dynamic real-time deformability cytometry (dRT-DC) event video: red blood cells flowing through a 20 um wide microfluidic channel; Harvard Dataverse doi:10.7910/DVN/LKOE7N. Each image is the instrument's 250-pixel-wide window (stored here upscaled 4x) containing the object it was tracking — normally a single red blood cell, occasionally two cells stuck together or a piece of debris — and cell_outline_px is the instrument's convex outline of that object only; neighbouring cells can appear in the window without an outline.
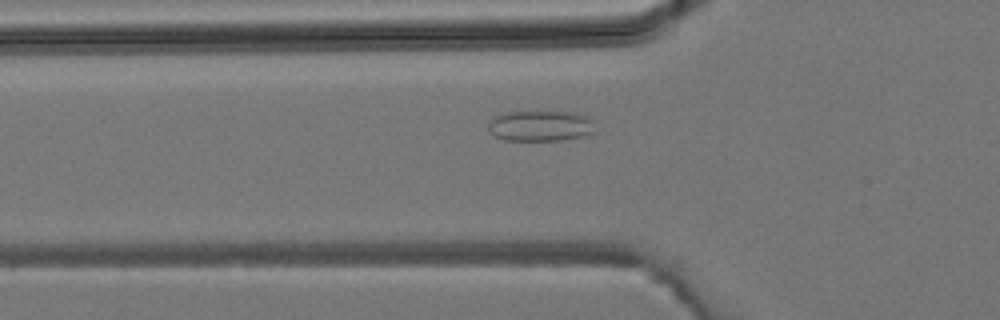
{"species": "common noctule bat (a hibernating species)", "species_latin": "Nyctalus noctula", "temperature_condition": "room temperature", "stored_images_in_passage": 33, "camera_frame_rate_fps": 3000, "um_per_image_px": 0.085, "animal": {"sex": "male", "body_mass_g": 19.2, "forearm_length_mm": 51.8}, "frame": {"image": 1, "passage_image": 8, "time_ms": 2.333, "image_size_px": [1000, 320], "cell_outline_px": [[596, 132], [584, 136], [560, 140], [504, 140], [492, 136], [488, 132], [488, 120], [496, 116], [508, 112], [536, 108], [572, 112], [588, 116], [596, 120]], "centroid_in_image_um": [45.96, 10.65], "position_along_channel_um": 79.8, "area_um2": 20.46}}
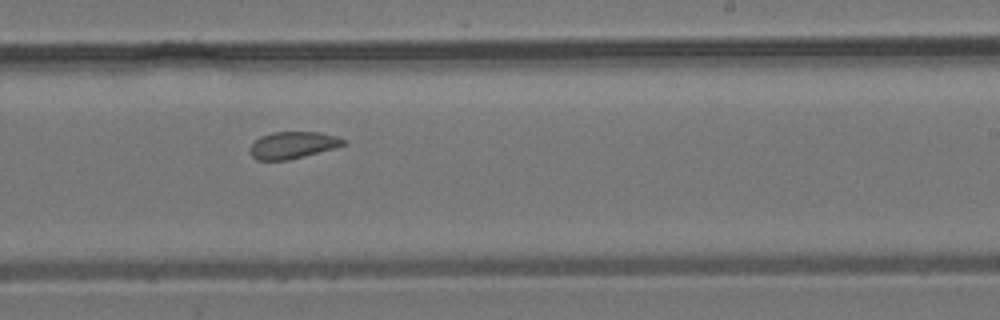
{"frame": {"image": 2, "passage_image": 20, "time_ms": 6.333, "image_size_px": [1000, 320], "cell_outline_px": [[344, 144], [336, 148], [288, 160], [256, 160], [248, 152], [248, 148], [260, 136], [272, 132], [320, 132], [336, 136], [344, 140]], "centroid_in_image_um": [24.84, 12.34], "position_along_channel_um": 264.2, "area_um2": 14.68}}
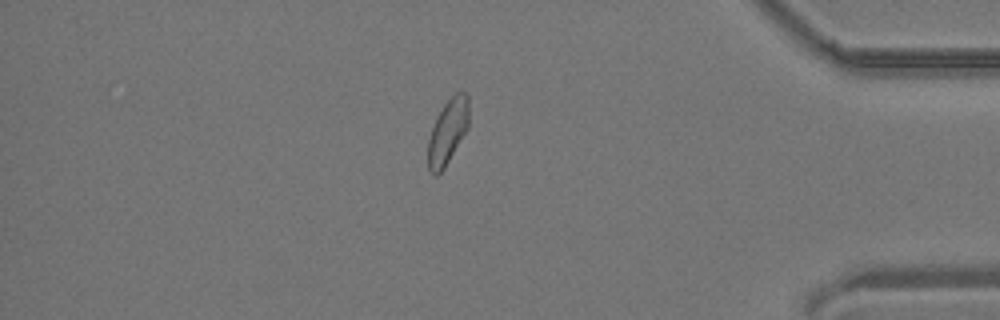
{"frame": {"image": 3, "passage_image": 31, "time_ms": 10.0, "image_size_px": [1000, 320], "cell_outline_px": [[468, 128], [444, 168], [436, 176], [432, 176], [428, 168], [428, 140], [432, 128], [444, 104], [456, 92], [468, 92]], "centroid_in_image_um": [38.06, 11.21], "position_along_channel_um": 397.1, "area_um2": 15.26}}